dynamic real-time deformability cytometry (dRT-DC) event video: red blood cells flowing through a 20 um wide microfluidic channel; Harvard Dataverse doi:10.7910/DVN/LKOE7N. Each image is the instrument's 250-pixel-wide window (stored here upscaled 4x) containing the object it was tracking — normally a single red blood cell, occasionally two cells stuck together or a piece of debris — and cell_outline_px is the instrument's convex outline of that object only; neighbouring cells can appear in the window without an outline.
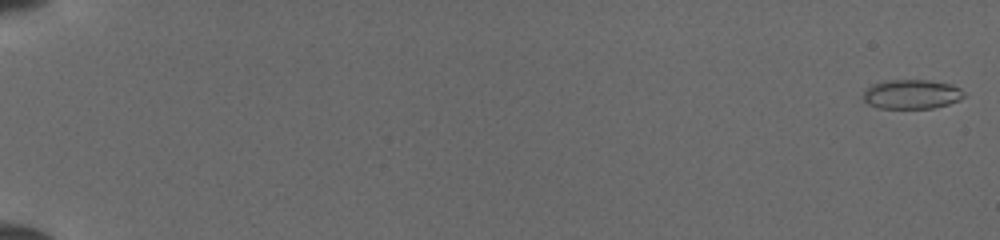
{"species": "common noctule bat (a hibernating species)", "species_latin": "Nyctalus noctula", "temperature_condition": "cold", "stored_images_in_passage": 52, "camera_frame_rate_fps": 3000, "um_per_image_px": 0.085, "animal": {"sex": "female", "body_mass_g": 19.5, "forearm_length_mm": 54.1}, "frame": {"image": 1, "passage_image": 1, "time_ms": 0.0, "image_size_px": [1000, 240], "cell_outline_px": [[964, 96], [960, 100], [948, 104], [932, 108], [880, 108], [868, 104], [864, 100], [864, 92], [872, 84], [884, 80], [928, 80], [952, 84], [960, 88], [964, 92]], "centroid_in_image_um": [77.51, 8.0], "position_along_channel_um": 7.5, "area_um2": 17.22}}
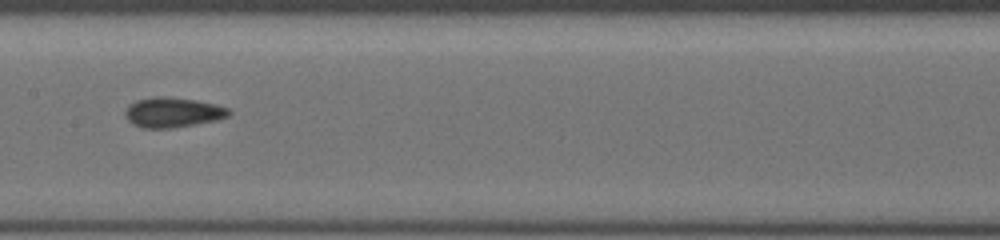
{"frame": {"image": 2, "passage_image": 29, "time_ms": 9.333, "image_size_px": [1000, 240], "cell_outline_px": [[232, 112], [228, 116], [216, 120], [172, 128], [144, 128], [132, 124], [124, 116], [124, 112], [128, 104], [136, 100], [152, 96], [168, 96], [196, 100], [216, 104], [228, 108]], "centroid_in_image_um": [14.65, 9.54], "position_along_channel_um": 192.8, "area_um2": 18.32}}
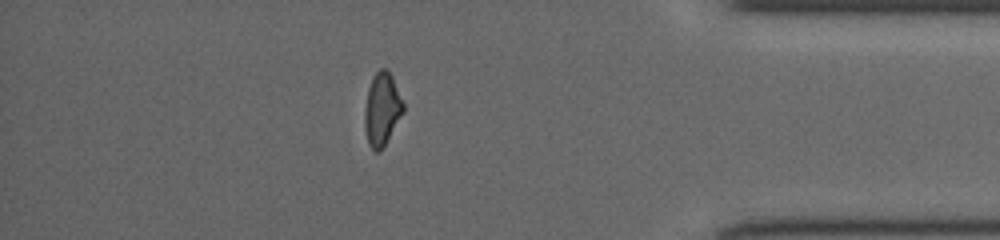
{"frame": {"image": 3, "passage_image": 46, "time_ms": 15.0, "image_size_px": [1000, 240], "cell_outline_px": [[404, 112], [380, 152], [376, 152], [368, 144], [364, 128], [364, 108], [368, 88], [372, 76], [380, 68], [388, 68], [392, 76], [404, 104]], "centroid_in_image_um": [32.45, 9.26], "position_along_channel_um": 402.7, "area_um2": 16.59}}